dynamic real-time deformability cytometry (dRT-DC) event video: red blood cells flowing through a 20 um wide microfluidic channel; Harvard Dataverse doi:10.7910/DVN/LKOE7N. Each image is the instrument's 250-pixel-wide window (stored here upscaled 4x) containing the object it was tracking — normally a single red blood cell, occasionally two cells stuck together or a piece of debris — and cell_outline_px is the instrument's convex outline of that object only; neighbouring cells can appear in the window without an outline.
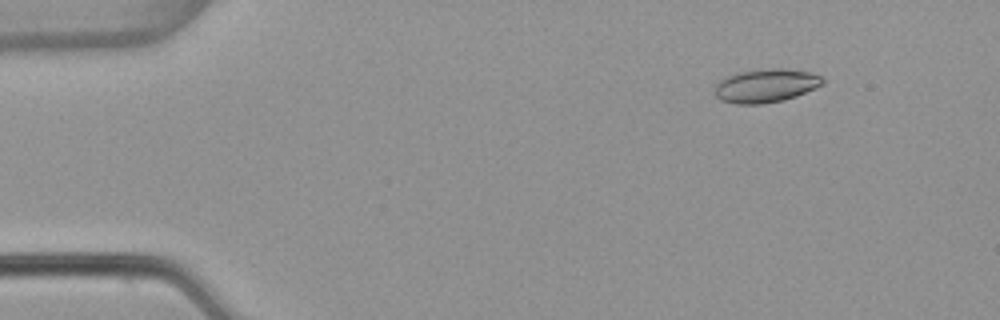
{"species": "common noctule bat (a hibernating species)", "species_latin": "Nyctalus noctula", "temperature_condition": "warm", "stored_images_in_passage": 7, "camera_frame_rate_fps": 3000, "um_per_image_px": 0.085, "animal": {"sex": "female", "body_mass_g": 22.7, "forearm_length_mm": 54.2}, "frame": {"image": 1, "passage_image": 2, "time_ms": 0.333, "image_size_px": [1000, 320], "cell_outline_px": [[824, 84], [816, 88], [796, 96], [784, 100], [764, 104], [736, 104], [720, 100], [716, 96], [712, 88], [720, 80], [728, 76], [740, 72], [768, 68], [784, 68], [808, 72], [820, 76], [824, 80]], "centroid_in_image_um": [65.08, 7.29], "position_along_channel_um": 19.9, "area_um2": 21.21}}
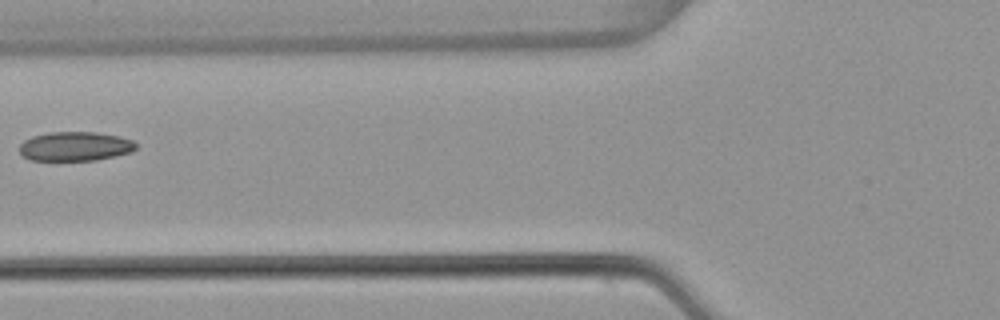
{"frame": {"image": 2, "passage_image": 6, "time_ms": 1.667, "image_size_px": [1000, 320], "cell_outline_px": [[136, 148], [132, 152], [96, 160], [28, 160], [20, 152], [20, 144], [24, 140], [32, 136], [48, 132], [96, 132], [116, 136], [132, 140], [136, 144]], "centroid_in_image_um": [6.36, 12.44], "position_along_channel_um": 119.4, "area_um2": 19.77}}
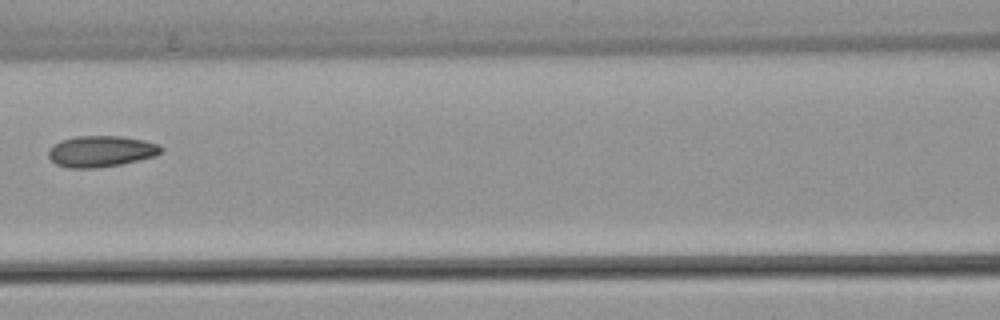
{"frame": {"image": 3, "passage_image": 7, "time_ms": 2.0, "image_size_px": [1000, 320], "cell_outline_px": [[164, 148], [156, 156], [120, 164], [96, 168], [68, 168], [56, 164], [48, 156], [48, 148], [64, 140], [76, 136], [120, 136], [144, 140], [160, 144]], "centroid_in_image_um": [8.61, 12.86], "position_along_channel_um": 158.0, "area_um2": 20.4}}